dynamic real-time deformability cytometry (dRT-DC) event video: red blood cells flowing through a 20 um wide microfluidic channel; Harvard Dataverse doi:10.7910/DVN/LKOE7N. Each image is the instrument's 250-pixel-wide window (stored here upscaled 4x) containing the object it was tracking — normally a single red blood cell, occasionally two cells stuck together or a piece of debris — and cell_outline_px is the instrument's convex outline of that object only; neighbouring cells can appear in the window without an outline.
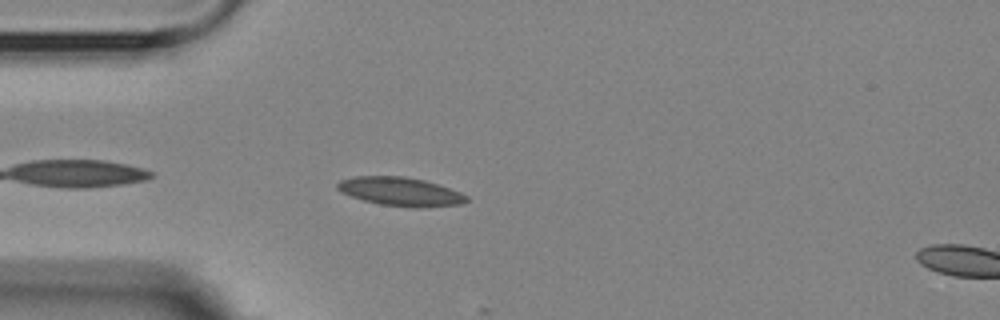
{"species": "Egyptian fruit bat (a non-hibernating species)", "species_latin": "Rousettus aegyptiacus", "temperature_condition": "room temperature", "stored_images_in_passage": 6, "camera_frame_rate_fps": 3000, "um_per_image_px": 0.085, "animal": {"sex": "female"}, "frame": {"image": 1, "passage_image": 5, "time_ms": 6.667, "image_size_px": [1000, 320], "cell_outline_px": [[468, 200], [460, 204], [420, 208], [412, 208], [380, 204], [364, 200], [340, 192], [336, 188], [336, 184], [340, 180], [356, 176], [404, 176], [424, 180], [460, 192], [468, 196]], "centroid_in_image_um": [34.02, 16.29], "position_along_channel_um": 51.0, "area_um2": 21.5}}